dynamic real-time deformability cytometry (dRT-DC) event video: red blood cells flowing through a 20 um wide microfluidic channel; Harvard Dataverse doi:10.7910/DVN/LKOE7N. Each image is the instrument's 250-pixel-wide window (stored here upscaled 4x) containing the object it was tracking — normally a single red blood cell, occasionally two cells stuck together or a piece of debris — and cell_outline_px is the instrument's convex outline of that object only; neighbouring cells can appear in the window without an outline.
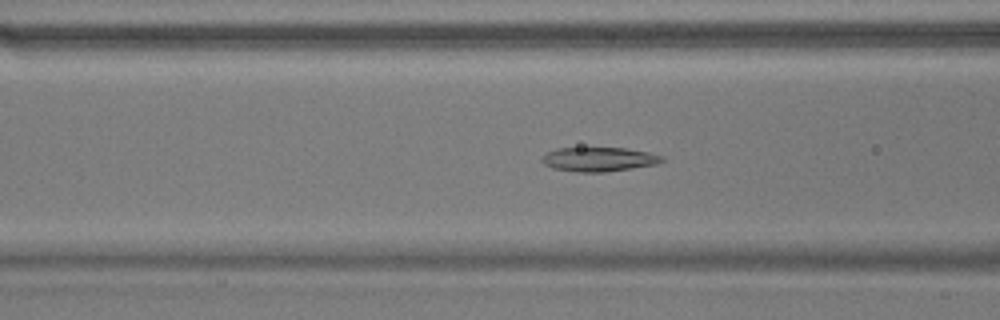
{"species": "common noctule bat (a hibernating species)", "species_latin": "Nyctalus noctula", "temperature_condition": "warm", "stored_images_in_passage": 40, "camera_frame_rate_fps": 3000, "um_per_image_px": 0.085, "animal": {"sex": "male", "body_mass_g": 17.9}, "frame": {"image": 1, "passage_image": 7, "time_ms": 2.0, "image_size_px": [1000, 320], "cell_outline_px": [[664, 160], [656, 164], [632, 168], [604, 172], [576, 172], [552, 168], [544, 164], [540, 160], [548, 152], [556, 148], [624, 148], [648, 152], [664, 156]], "centroid_in_image_um": [50.9, 13.54], "position_along_channel_um": 115.7, "area_um2": 16.88}}
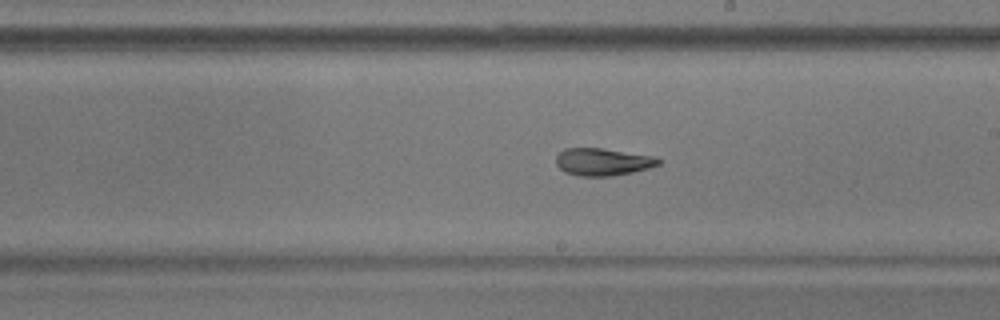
{"frame": {"image": 2, "passage_image": 17, "time_ms": 5.333, "image_size_px": [1000, 320], "cell_outline_px": [[660, 164], [648, 168], [632, 172], [612, 176], [580, 176], [564, 172], [556, 164], [556, 156], [564, 148], [604, 148], [656, 156], [660, 160]], "centroid_in_image_um": [51.24, 13.75], "position_along_channel_um": 237.8, "area_um2": 16.47}}
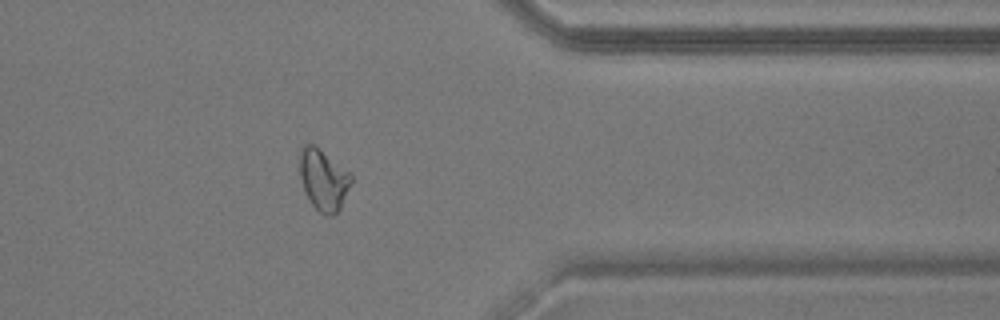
{"frame": {"image": 3, "passage_image": 30, "time_ms": 9.667, "image_size_px": [1000, 320], "cell_outline_px": [[352, 184], [340, 208], [332, 216], [328, 216], [320, 212], [312, 204], [304, 188], [300, 176], [300, 148], [304, 144], [312, 144], [348, 172], [352, 176]], "centroid_in_image_um": [27.5, 15.3], "position_along_channel_um": 383.9, "area_um2": 17.8}, "authors_computed_cell_mechanics": {"area_um2": 17.0799, "velocity_mm_per_s": 3.6607, "shape_relaxation_time_tau1_ms": null, "shape_relaxation_time_tau2_ms": 3.3618, "deformation_change_tau1": null, "deformation_change_tau2": 0.1069}}